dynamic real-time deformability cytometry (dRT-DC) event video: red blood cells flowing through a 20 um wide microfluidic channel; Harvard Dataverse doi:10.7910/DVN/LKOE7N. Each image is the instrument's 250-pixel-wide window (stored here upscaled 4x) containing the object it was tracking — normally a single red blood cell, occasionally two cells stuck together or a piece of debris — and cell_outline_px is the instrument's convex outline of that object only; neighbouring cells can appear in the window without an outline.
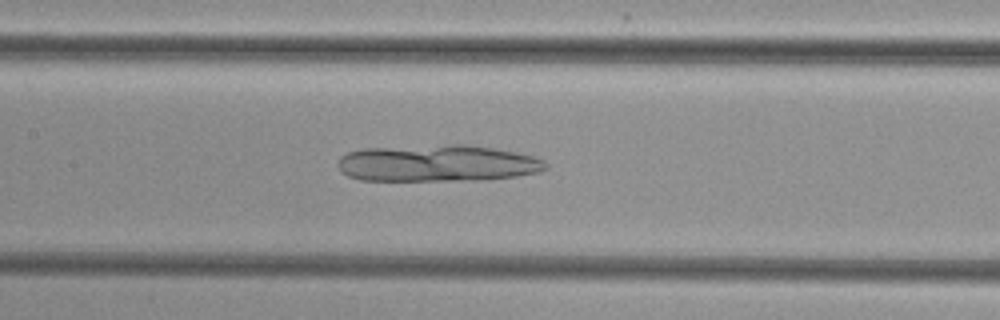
{"species": "common noctule bat (a hibernating species)", "species_latin": "Nyctalus noctula", "temperature_condition": "cold", "stored_images_in_passage": 13, "camera_frame_rate_fps": 3000, "um_per_image_px": 0.085, "animal": {"sex": "female", "body_mass_g": 29.2, "forearm_length_mm": 56.3}, "frame": {"image": 1, "passage_image": 12, "time_ms": 3.667, "image_size_px": [1000, 320], "cell_outline_px": [[548, 168], [540, 172], [516, 176], [488, 180], [360, 180], [348, 176], [340, 172], [336, 164], [340, 156], [348, 152], [364, 148], [456, 144], [464, 144], [492, 148], [516, 152], [532, 156], [544, 160], [548, 164]], "centroid_in_image_um": [37.17, 13.88], "position_along_channel_um": 170.2, "area_um2": 44.85}}